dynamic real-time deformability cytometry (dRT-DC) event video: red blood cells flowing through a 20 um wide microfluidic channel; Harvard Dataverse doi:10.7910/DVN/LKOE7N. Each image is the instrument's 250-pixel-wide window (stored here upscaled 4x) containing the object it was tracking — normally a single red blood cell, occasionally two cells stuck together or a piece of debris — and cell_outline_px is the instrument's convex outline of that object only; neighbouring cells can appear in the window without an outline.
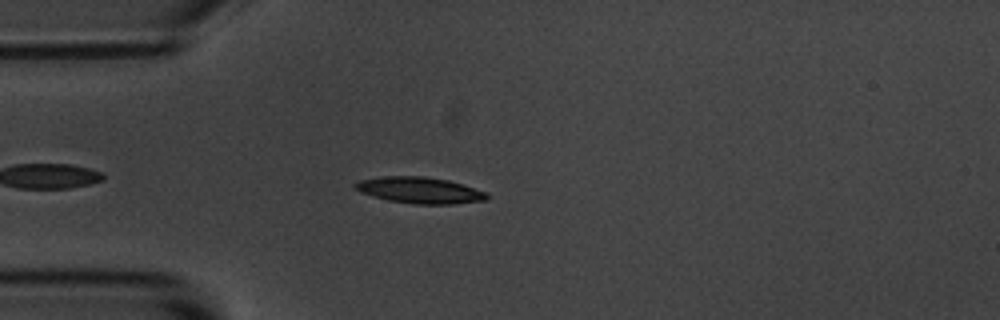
{"species": "common noctule bat (a hibernating species)", "species_latin": "Nyctalus noctula", "temperature_condition": "room temperature", "stored_images_in_passage": 41, "camera_frame_rate_fps": 3000, "um_per_image_px": 0.085, "animal": {"sex": "male", "body_mass_g": 20.1, "forearm_length_mm": 53.5}, "frame": {"image": 1, "passage_image": 1, "time_ms": 0.0, "image_size_px": [1000, 320], "cell_outline_px": [[488, 200], [452, 204], [412, 204], [388, 200], [372, 196], [360, 192], [352, 188], [352, 184], [360, 180], [384, 176], [424, 176], [448, 180], [488, 192]], "centroid_in_image_um": [35.66, 16.17], "position_along_channel_um": 49.3, "area_um2": 20.35}}
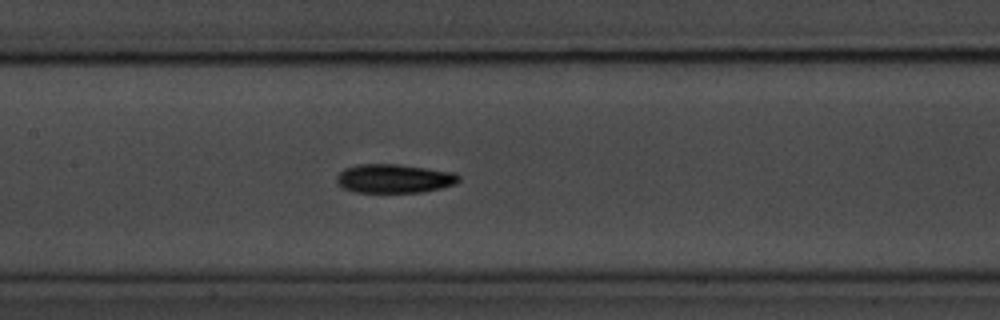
{"frame": {"image": 2, "passage_image": 12, "time_ms": 3.667, "image_size_px": [1000, 320], "cell_outline_px": [[460, 180], [456, 184], [424, 192], [356, 192], [344, 188], [336, 180], [336, 176], [344, 168], [356, 164], [396, 164], [452, 172], [460, 176]], "centroid_in_image_um": [33.49, 15.17], "position_along_channel_um": 173.9, "area_um2": 20.4}}
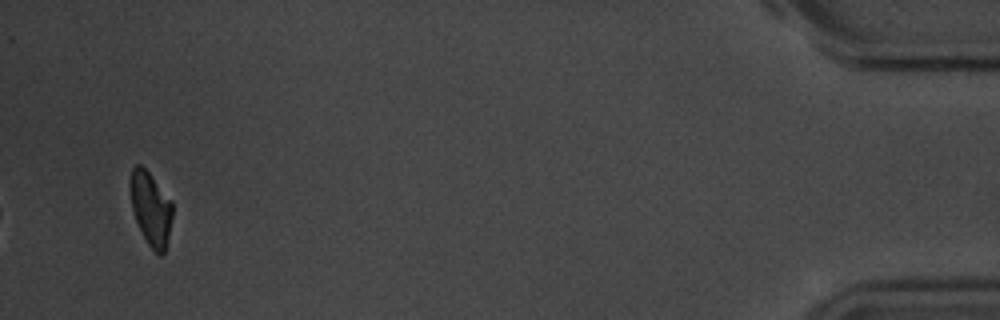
{"frame": {"image": 3, "passage_image": 39, "time_ms": 12.667, "image_size_px": [1000, 320], "cell_outline_px": [[172, 216], [168, 236], [164, 252], [160, 256], [148, 244], [136, 220], [132, 208], [128, 188], [132, 168], [136, 164], [140, 164], [148, 172], [172, 200]], "centroid_in_image_um": [12.79, 17.68], "position_along_channel_um": 422.4, "area_um2": 17.98}, "authors_computed_cell_mechanics": {"area_um2": 19.941, "velocity_mm_per_s": 3.6705, "shape_relaxation_time_tau1_ms": 2.5931, "shape_relaxation_time_tau2_ms": 3.9961, "deformation_change_tau1": 0.1253, "deformation_change_tau2": 0.1025}}